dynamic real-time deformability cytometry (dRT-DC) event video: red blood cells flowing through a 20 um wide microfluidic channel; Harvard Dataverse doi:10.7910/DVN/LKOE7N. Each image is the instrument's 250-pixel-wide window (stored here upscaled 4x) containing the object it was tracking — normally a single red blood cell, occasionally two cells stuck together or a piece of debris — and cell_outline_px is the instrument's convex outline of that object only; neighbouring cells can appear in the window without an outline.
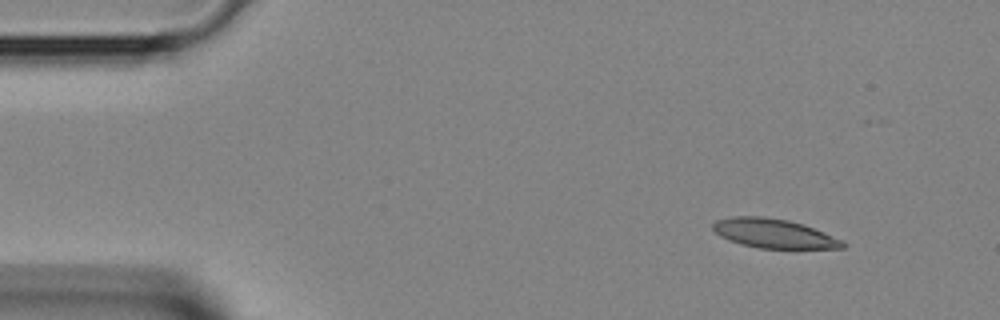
{"species": "Egyptian fruit bat (a non-hibernating species)", "species_latin": "Rousettus aegyptiacus", "temperature_condition": "room temperature", "stored_images_in_passage": 4, "camera_frame_rate_fps": 3000, "um_per_image_px": 0.085, "animal": {"sex": "female"}, "frame": {"image": 1, "passage_image": 1, "time_ms": 0.0, "image_size_px": [1000, 320], "cell_outline_px": [[848, 244], [844, 248], [760, 248], [728, 240], [720, 236], [712, 228], [712, 224], [716, 220], [732, 216], [764, 216], [788, 220], [804, 224], [844, 240]], "centroid_in_image_um": [65.81, 19.83], "position_along_channel_um": 19.2, "area_um2": 22.14}}
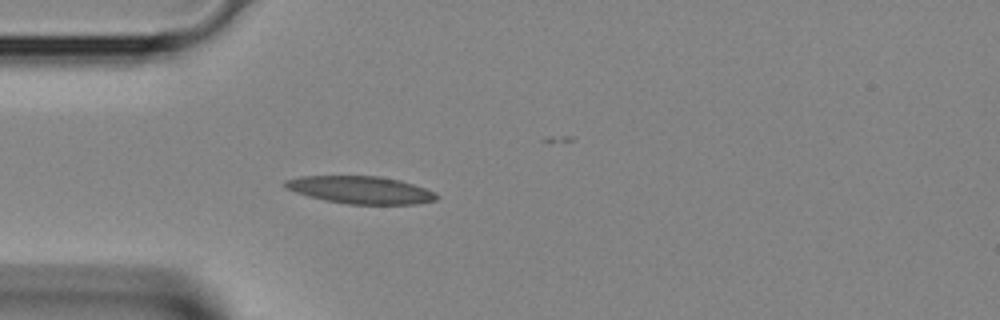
{"frame": {"image": 2, "passage_image": 3, "time_ms": 0.667, "image_size_px": [1000, 320], "cell_outline_px": [[440, 196], [436, 200], [416, 204], [348, 204], [324, 200], [308, 196], [284, 188], [284, 180], [300, 176], [380, 176], [400, 180], [436, 192]], "centroid_in_image_um": [30.64, 16.14], "position_along_channel_um": 54.4, "area_um2": 24.33}}